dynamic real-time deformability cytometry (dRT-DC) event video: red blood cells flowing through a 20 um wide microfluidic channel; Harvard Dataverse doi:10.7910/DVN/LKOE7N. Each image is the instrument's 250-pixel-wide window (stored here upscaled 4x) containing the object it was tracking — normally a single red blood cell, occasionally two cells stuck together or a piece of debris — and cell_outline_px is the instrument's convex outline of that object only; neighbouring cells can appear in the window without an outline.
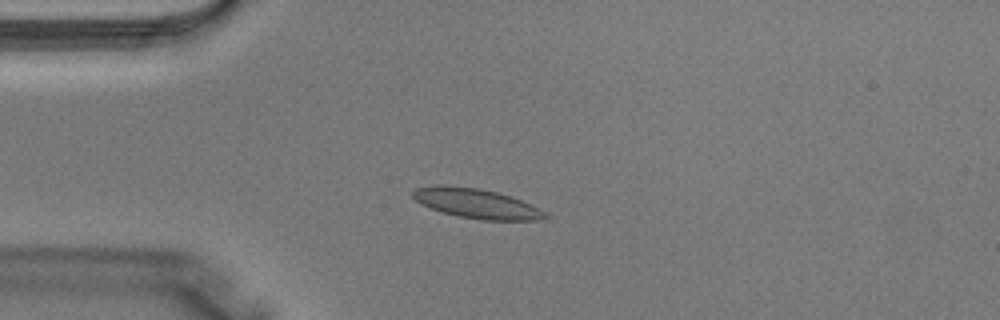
{"species": "Egyptian fruit bat (a non-hibernating species)", "species_latin": "Rousettus aegyptiacus", "temperature_condition": "warm", "stored_images_in_passage": 2, "camera_frame_rate_fps": 3000, "um_per_image_px": 0.085, "animal": {"sex": "male"}, "frame": {"image": 1, "passage_image": 2, "time_ms": 0.333, "image_size_px": [1000, 320], "cell_outline_px": [[552, 216], [536, 220], [484, 220], [460, 216], [440, 212], [420, 204], [412, 196], [412, 192], [416, 188], [440, 184], [480, 188], [496, 192], [520, 200]], "centroid_in_image_um": [40.43, 17.29], "position_along_channel_um": 44.6, "area_um2": 22.66}}